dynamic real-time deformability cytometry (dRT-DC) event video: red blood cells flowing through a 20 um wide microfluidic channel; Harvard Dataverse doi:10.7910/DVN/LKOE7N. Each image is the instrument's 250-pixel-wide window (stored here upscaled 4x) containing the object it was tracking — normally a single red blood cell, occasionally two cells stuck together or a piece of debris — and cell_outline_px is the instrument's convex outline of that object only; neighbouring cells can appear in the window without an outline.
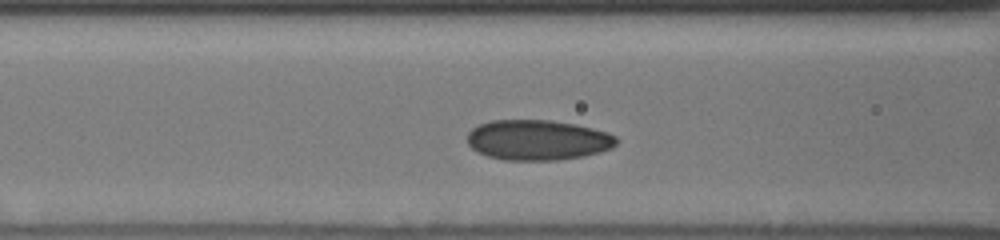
{"species": "human", "species_latin": "Homo sapiens", "temperature_condition": "cold", "stored_images_in_passage": 31, "camera_frame_rate_fps": 3000, "um_per_image_px": 0.085, "donor": {"sex": "male"}, "frame": {"image": 1, "passage_image": 5, "time_ms": 1.333, "image_size_px": [1000, 240], "cell_outline_px": [[616, 144], [612, 148], [600, 152], [580, 156], [556, 160], [504, 160], [488, 156], [472, 148], [468, 144], [468, 132], [472, 128], [480, 124], [492, 120], [548, 120], [576, 124], [608, 132], [616, 136]], "centroid_in_image_um": [45.71, 11.89], "position_along_channel_um": 120.9, "area_um2": 34.85}}
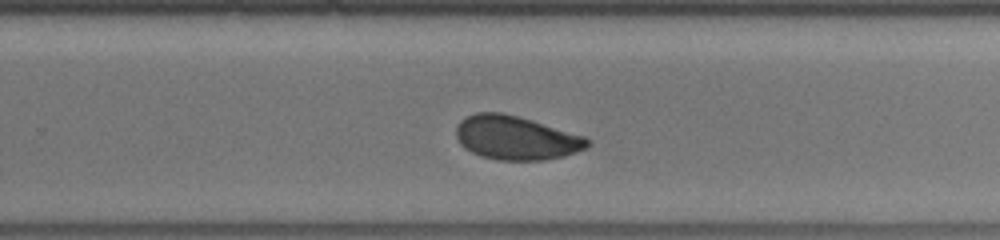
{"frame": {"image": 2, "passage_image": 18, "time_ms": 5.667, "image_size_px": [1000, 240], "cell_outline_px": [[592, 140], [588, 148], [564, 156], [544, 160], [496, 160], [480, 156], [464, 148], [460, 144], [456, 136], [456, 128], [460, 120], [476, 112], [504, 112], [532, 120], [584, 136]], "centroid_in_image_um": [43.86, 11.72], "position_along_channel_um": 285.9, "area_um2": 33.76}}
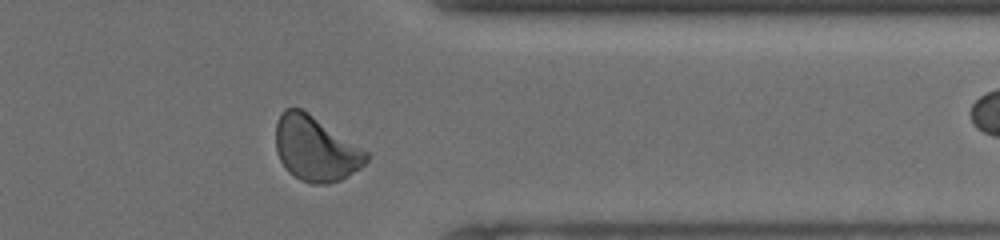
{"frame": {"image": 3, "passage_image": 26, "time_ms": 8.333, "image_size_px": [1000, 240], "cell_outline_px": [[368, 160], [360, 168], [348, 176], [340, 180], [328, 184], [312, 184], [300, 180], [288, 172], [280, 160], [276, 152], [276, 124], [284, 108], [300, 108], [308, 112], [368, 152]], "centroid_in_image_um": [26.81, 12.66], "position_along_channel_um": 384.6, "area_um2": 34.1}, "authors_computed_cell_mechanics": {"area_um2": 33.9864, "velocity_mm_per_s": 3.8215, "shape_relaxation_time_tau1_ms": 5.9373, "shape_relaxation_time_tau2_ms": 1.2315, "deformation_change_tau1": 0.1047, "deformation_change_tau2": 0.0605}}